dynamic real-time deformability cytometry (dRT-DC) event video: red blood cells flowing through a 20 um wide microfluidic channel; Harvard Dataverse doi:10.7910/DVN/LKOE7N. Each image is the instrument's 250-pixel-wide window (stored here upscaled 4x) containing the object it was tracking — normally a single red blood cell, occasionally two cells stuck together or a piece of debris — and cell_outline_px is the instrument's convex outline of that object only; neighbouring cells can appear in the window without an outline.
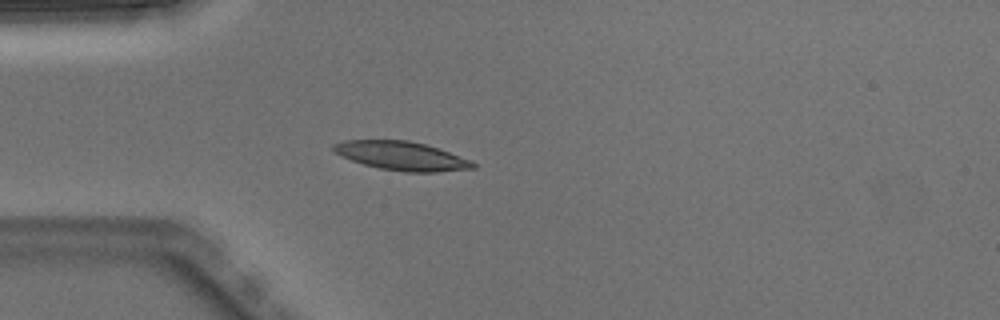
{"species": "Egyptian fruit bat (a non-hibernating species)", "species_latin": "Rousettus aegyptiacus", "temperature_condition": "warm", "stored_images_in_passage": 3, "camera_frame_rate_fps": 3000, "um_per_image_px": 0.085, "animal": {"sex": "male"}, "frame": {"image": 1, "passage_image": 3, "time_ms": 0.667, "image_size_px": [1000, 320], "cell_outline_px": [[476, 168], [436, 172], [404, 172], [380, 168], [364, 164], [340, 156], [332, 148], [332, 144], [344, 140], [408, 140], [424, 144], [472, 160], [476, 164]], "centroid_in_image_um": [34.13, 13.25], "position_along_channel_um": 50.9, "area_um2": 23.24}}